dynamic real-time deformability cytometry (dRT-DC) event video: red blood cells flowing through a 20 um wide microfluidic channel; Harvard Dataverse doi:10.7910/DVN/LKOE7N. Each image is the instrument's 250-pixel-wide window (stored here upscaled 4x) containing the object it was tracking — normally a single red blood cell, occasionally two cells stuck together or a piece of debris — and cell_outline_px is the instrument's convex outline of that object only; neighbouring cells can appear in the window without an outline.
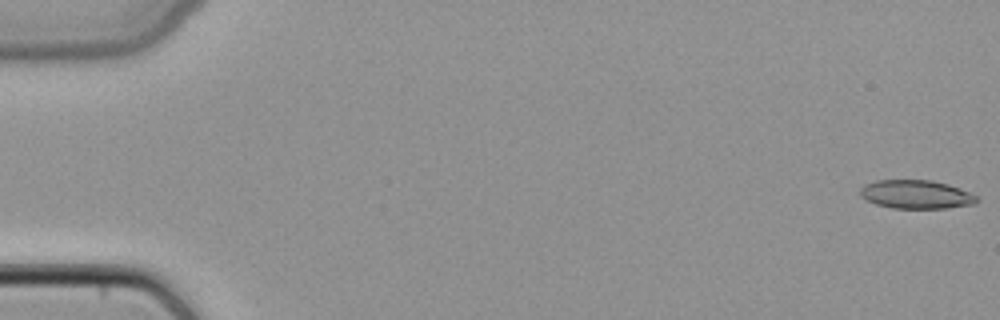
{"species": "common noctule bat (a hibernating species)", "species_latin": "Nyctalus noctula", "temperature_condition": "cold", "stored_images_in_passage": 49, "camera_frame_rate_fps": 3000, "um_per_image_px": 0.085, "animal": {"sex": "female", "body_mass_g": 22.7, "forearm_length_mm": 54.2}, "frame": {"image": 1, "passage_image": 1, "time_ms": 0.0, "image_size_px": [1000, 320], "cell_outline_px": [[980, 200], [976, 204], [948, 208], [892, 208], [876, 204], [864, 200], [860, 196], [860, 188], [864, 184], [876, 180], [932, 180], [948, 184], [960, 188], [976, 196]], "centroid_in_image_um": [77.86, 16.52], "position_along_channel_um": 7.1, "area_um2": 19.65}}
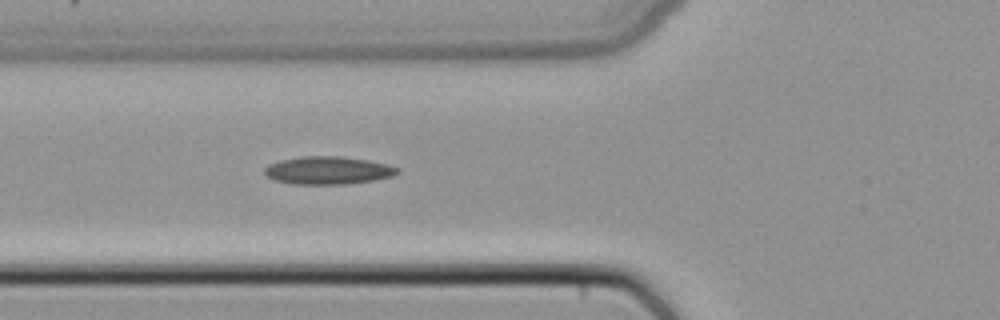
{"frame": {"image": 2, "passage_image": 19, "time_ms": 6.0, "image_size_px": [1000, 320], "cell_outline_px": [[400, 172], [392, 176], [376, 180], [344, 184], [292, 184], [276, 180], [268, 176], [264, 172], [264, 168], [268, 164], [280, 160], [304, 156], [340, 156], [368, 160], [388, 164], [400, 168]], "centroid_in_image_um": [27.91, 14.48], "position_along_channel_um": 97.9, "area_um2": 21.62}}
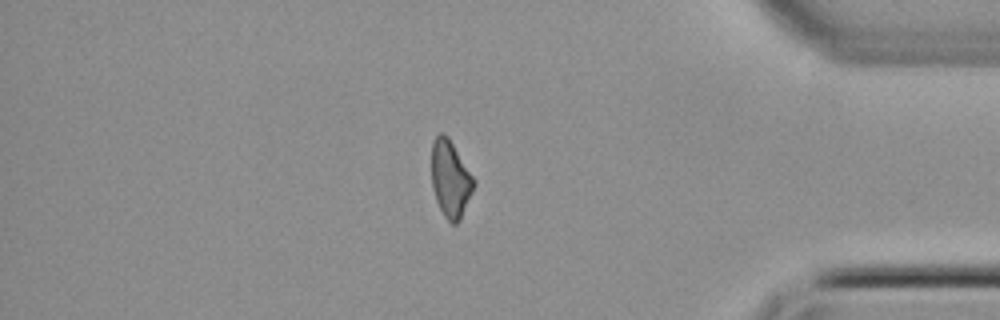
{"frame": {"image": 3, "passage_image": 42, "time_ms": 13.667, "image_size_px": [1000, 320], "cell_outline_px": [[476, 184], [460, 220], [456, 224], [452, 224], [444, 216], [436, 200], [432, 188], [432, 140], [440, 132], [444, 132], [448, 136], [476, 180]], "centroid_in_image_um": [38.29, 15.19], "position_along_channel_um": 396.9, "area_um2": 19.07}}